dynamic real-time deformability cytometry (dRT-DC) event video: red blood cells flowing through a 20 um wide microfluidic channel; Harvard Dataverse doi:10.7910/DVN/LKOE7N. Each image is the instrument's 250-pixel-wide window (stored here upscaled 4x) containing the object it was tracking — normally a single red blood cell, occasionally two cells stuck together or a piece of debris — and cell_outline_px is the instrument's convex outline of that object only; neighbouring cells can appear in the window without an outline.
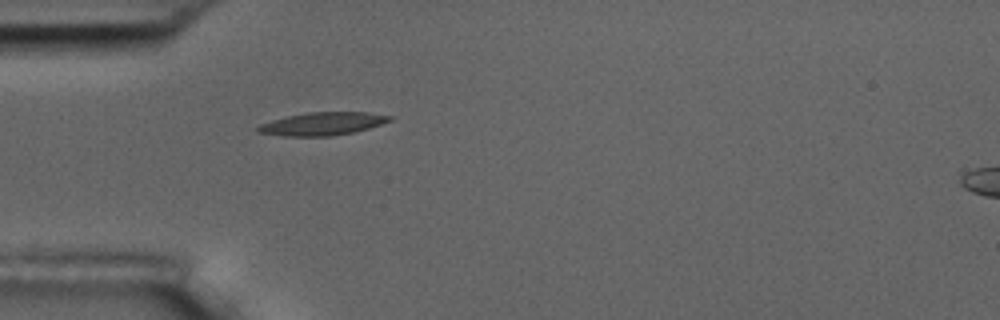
{"species": "common noctule bat (a hibernating species)", "species_latin": "Nyctalus noctula", "temperature_condition": "room temperature", "stored_images_in_passage": 1, "camera_frame_rate_fps": 3000, "um_per_image_px": 0.085, "animal": {"sex": "male", "body_mass_g": 17.5, "forearm_length_mm": 52.3}, "frame": {"image": 1, "passage_image": 1, "time_ms": 0.0, "image_size_px": [1000, 320], "cell_outline_px": [[392, 120], [368, 128], [352, 132], [332, 136], [284, 136], [256, 132], [256, 128], [260, 124], [272, 120], [288, 116], [308, 112], [368, 112], [392, 116]], "centroid_in_image_um": [27.39, 10.52], "position_along_channel_um": 57.6, "area_um2": 17.51}}